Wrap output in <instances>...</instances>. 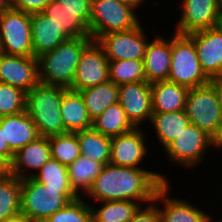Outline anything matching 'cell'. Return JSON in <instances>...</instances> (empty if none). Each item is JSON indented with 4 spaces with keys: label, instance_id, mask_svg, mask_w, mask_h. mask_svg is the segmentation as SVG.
<instances>
[{
    "label": "cell",
    "instance_id": "1",
    "mask_svg": "<svg viewBox=\"0 0 222 222\" xmlns=\"http://www.w3.org/2000/svg\"><path fill=\"white\" fill-rule=\"evenodd\" d=\"M170 182L168 175L144 168H132L106 164L101 173L92 182V186L83 198L92 203L129 200L142 205L151 203L156 192L165 183ZM95 202V203H94Z\"/></svg>",
    "mask_w": 222,
    "mask_h": 222
},
{
    "label": "cell",
    "instance_id": "2",
    "mask_svg": "<svg viewBox=\"0 0 222 222\" xmlns=\"http://www.w3.org/2000/svg\"><path fill=\"white\" fill-rule=\"evenodd\" d=\"M68 89L39 82L26 92L25 111L36 125L39 136L68 133L63 125L60 104Z\"/></svg>",
    "mask_w": 222,
    "mask_h": 222
},
{
    "label": "cell",
    "instance_id": "3",
    "mask_svg": "<svg viewBox=\"0 0 222 222\" xmlns=\"http://www.w3.org/2000/svg\"><path fill=\"white\" fill-rule=\"evenodd\" d=\"M91 37L70 38L54 50L37 57L40 82L69 89L74 81L83 49Z\"/></svg>",
    "mask_w": 222,
    "mask_h": 222
},
{
    "label": "cell",
    "instance_id": "4",
    "mask_svg": "<svg viewBox=\"0 0 222 222\" xmlns=\"http://www.w3.org/2000/svg\"><path fill=\"white\" fill-rule=\"evenodd\" d=\"M79 196L73 189H53L33 177L21 180V213L34 222H44Z\"/></svg>",
    "mask_w": 222,
    "mask_h": 222
},
{
    "label": "cell",
    "instance_id": "5",
    "mask_svg": "<svg viewBox=\"0 0 222 222\" xmlns=\"http://www.w3.org/2000/svg\"><path fill=\"white\" fill-rule=\"evenodd\" d=\"M171 34V67L168 81L188 89L209 83L200 65L193 39L188 34Z\"/></svg>",
    "mask_w": 222,
    "mask_h": 222
},
{
    "label": "cell",
    "instance_id": "6",
    "mask_svg": "<svg viewBox=\"0 0 222 222\" xmlns=\"http://www.w3.org/2000/svg\"><path fill=\"white\" fill-rule=\"evenodd\" d=\"M137 10L117 0H91L89 30L93 40L110 32L128 31L141 22Z\"/></svg>",
    "mask_w": 222,
    "mask_h": 222
},
{
    "label": "cell",
    "instance_id": "7",
    "mask_svg": "<svg viewBox=\"0 0 222 222\" xmlns=\"http://www.w3.org/2000/svg\"><path fill=\"white\" fill-rule=\"evenodd\" d=\"M210 148V135L196 125L189 124L163 152L173 165L178 164L189 171L203 163Z\"/></svg>",
    "mask_w": 222,
    "mask_h": 222
},
{
    "label": "cell",
    "instance_id": "8",
    "mask_svg": "<svg viewBox=\"0 0 222 222\" xmlns=\"http://www.w3.org/2000/svg\"><path fill=\"white\" fill-rule=\"evenodd\" d=\"M0 53L34 56L30 13L10 8L0 14Z\"/></svg>",
    "mask_w": 222,
    "mask_h": 222
},
{
    "label": "cell",
    "instance_id": "9",
    "mask_svg": "<svg viewBox=\"0 0 222 222\" xmlns=\"http://www.w3.org/2000/svg\"><path fill=\"white\" fill-rule=\"evenodd\" d=\"M185 113L190 124L212 135L222 122V111L214 87L206 85L189 89Z\"/></svg>",
    "mask_w": 222,
    "mask_h": 222
},
{
    "label": "cell",
    "instance_id": "10",
    "mask_svg": "<svg viewBox=\"0 0 222 222\" xmlns=\"http://www.w3.org/2000/svg\"><path fill=\"white\" fill-rule=\"evenodd\" d=\"M140 22L128 31L110 32L102 35L97 42L103 47L108 60H143L148 42V33ZM146 33V34H145Z\"/></svg>",
    "mask_w": 222,
    "mask_h": 222
},
{
    "label": "cell",
    "instance_id": "11",
    "mask_svg": "<svg viewBox=\"0 0 222 222\" xmlns=\"http://www.w3.org/2000/svg\"><path fill=\"white\" fill-rule=\"evenodd\" d=\"M179 21L174 28L178 34L216 27L222 24V5L218 0H182Z\"/></svg>",
    "mask_w": 222,
    "mask_h": 222
},
{
    "label": "cell",
    "instance_id": "12",
    "mask_svg": "<svg viewBox=\"0 0 222 222\" xmlns=\"http://www.w3.org/2000/svg\"><path fill=\"white\" fill-rule=\"evenodd\" d=\"M108 67L109 60L103 47L96 40H92L81 53L74 81L69 89L79 92L109 81Z\"/></svg>",
    "mask_w": 222,
    "mask_h": 222
},
{
    "label": "cell",
    "instance_id": "13",
    "mask_svg": "<svg viewBox=\"0 0 222 222\" xmlns=\"http://www.w3.org/2000/svg\"><path fill=\"white\" fill-rule=\"evenodd\" d=\"M171 189L170 182H165L154 197L153 202L158 206L160 222H211L215 217L199 208V204L193 205L188 199L171 197Z\"/></svg>",
    "mask_w": 222,
    "mask_h": 222
},
{
    "label": "cell",
    "instance_id": "14",
    "mask_svg": "<svg viewBox=\"0 0 222 222\" xmlns=\"http://www.w3.org/2000/svg\"><path fill=\"white\" fill-rule=\"evenodd\" d=\"M147 131L134 128L130 132L111 138L110 163L117 166L142 168L148 162L149 144ZM146 138V139H145ZM146 158V159H145Z\"/></svg>",
    "mask_w": 222,
    "mask_h": 222
},
{
    "label": "cell",
    "instance_id": "15",
    "mask_svg": "<svg viewBox=\"0 0 222 222\" xmlns=\"http://www.w3.org/2000/svg\"><path fill=\"white\" fill-rule=\"evenodd\" d=\"M118 102L131 124L142 128L150 122L153 113L151 83L143 81L119 85Z\"/></svg>",
    "mask_w": 222,
    "mask_h": 222
},
{
    "label": "cell",
    "instance_id": "16",
    "mask_svg": "<svg viewBox=\"0 0 222 222\" xmlns=\"http://www.w3.org/2000/svg\"><path fill=\"white\" fill-rule=\"evenodd\" d=\"M188 35L193 39L205 75L209 79L222 77V24Z\"/></svg>",
    "mask_w": 222,
    "mask_h": 222
},
{
    "label": "cell",
    "instance_id": "17",
    "mask_svg": "<svg viewBox=\"0 0 222 222\" xmlns=\"http://www.w3.org/2000/svg\"><path fill=\"white\" fill-rule=\"evenodd\" d=\"M39 82L36 57L0 53V83L14 86L26 93Z\"/></svg>",
    "mask_w": 222,
    "mask_h": 222
},
{
    "label": "cell",
    "instance_id": "18",
    "mask_svg": "<svg viewBox=\"0 0 222 222\" xmlns=\"http://www.w3.org/2000/svg\"><path fill=\"white\" fill-rule=\"evenodd\" d=\"M50 158L49 137L39 136L14 153L11 161L12 175L20 180L32 178Z\"/></svg>",
    "mask_w": 222,
    "mask_h": 222
},
{
    "label": "cell",
    "instance_id": "19",
    "mask_svg": "<svg viewBox=\"0 0 222 222\" xmlns=\"http://www.w3.org/2000/svg\"><path fill=\"white\" fill-rule=\"evenodd\" d=\"M143 62L146 82L168 80L171 67V34L168 39L160 33L153 39L150 38Z\"/></svg>",
    "mask_w": 222,
    "mask_h": 222
},
{
    "label": "cell",
    "instance_id": "20",
    "mask_svg": "<svg viewBox=\"0 0 222 222\" xmlns=\"http://www.w3.org/2000/svg\"><path fill=\"white\" fill-rule=\"evenodd\" d=\"M69 39L91 37L89 30L90 11H71L52 0L42 11Z\"/></svg>",
    "mask_w": 222,
    "mask_h": 222
},
{
    "label": "cell",
    "instance_id": "21",
    "mask_svg": "<svg viewBox=\"0 0 222 222\" xmlns=\"http://www.w3.org/2000/svg\"><path fill=\"white\" fill-rule=\"evenodd\" d=\"M31 36L34 57L54 50L69 39L49 17L42 12L31 13Z\"/></svg>",
    "mask_w": 222,
    "mask_h": 222
},
{
    "label": "cell",
    "instance_id": "22",
    "mask_svg": "<svg viewBox=\"0 0 222 222\" xmlns=\"http://www.w3.org/2000/svg\"><path fill=\"white\" fill-rule=\"evenodd\" d=\"M0 124L4 127L5 140L14 153L39 137L36 125L26 111L0 117Z\"/></svg>",
    "mask_w": 222,
    "mask_h": 222
},
{
    "label": "cell",
    "instance_id": "23",
    "mask_svg": "<svg viewBox=\"0 0 222 222\" xmlns=\"http://www.w3.org/2000/svg\"><path fill=\"white\" fill-rule=\"evenodd\" d=\"M188 91V88L168 80L151 83L153 112L185 110Z\"/></svg>",
    "mask_w": 222,
    "mask_h": 222
},
{
    "label": "cell",
    "instance_id": "24",
    "mask_svg": "<svg viewBox=\"0 0 222 222\" xmlns=\"http://www.w3.org/2000/svg\"><path fill=\"white\" fill-rule=\"evenodd\" d=\"M60 113L67 132L92 128L93 121L89 117L84 100L79 92L68 89L62 96Z\"/></svg>",
    "mask_w": 222,
    "mask_h": 222
},
{
    "label": "cell",
    "instance_id": "25",
    "mask_svg": "<svg viewBox=\"0 0 222 222\" xmlns=\"http://www.w3.org/2000/svg\"><path fill=\"white\" fill-rule=\"evenodd\" d=\"M149 124H152L155 138L164 150L190 124V120L185 110L153 112Z\"/></svg>",
    "mask_w": 222,
    "mask_h": 222
},
{
    "label": "cell",
    "instance_id": "26",
    "mask_svg": "<svg viewBox=\"0 0 222 222\" xmlns=\"http://www.w3.org/2000/svg\"><path fill=\"white\" fill-rule=\"evenodd\" d=\"M92 121L101 115L110 105L118 102L119 86L107 81L79 91Z\"/></svg>",
    "mask_w": 222,
    "mask_h": 222
},
{
    "label": "cell",
    "instance_id": "27",
    "mask_svg": "<svg viewBox=\"0 0 222 222\" xmlns=\"http://www.w3.org/2000/svg\"><path fill=\"white\" fill-rule=\"evenodd\" d=\"M104 166L103 163L80 155L73 163L67 166L69 182L73 191L79 197H83Z\"/></svg>",
    "mask_w": 222,
    "mask_h": 222
},
{
    "label": "cell",
    "instance_id": "28",
    "mask_svg": "<svg viewBox=\"0 0 222 222\" xmlns=\"http://www.w3.org/2000/svg\"><path fill=\"white\" fill-rule=\"evenodd\" d=\"M75 133L78 137L81 155L104 165L110 163V137L104 136L93 127Z\"/></svg>",
    "mask_w": 222,
    "mask_h": 222
},
{
    "label": "cell",
    "instance_id": "29",
    "mask_svg": "<svg viewBox=\"0 0 222 222\" xmlns=\"http://www.w3.org/2000/svg\"><path fill=\"white\" fill-rule=\"evenodd\" d=\"M96 204L100 208L92 203L90 205L93 222H128L142 205L129 200L104 201Z\"/></svg>",
    "mask_w": 222,
    "mask_h": 222
},
{
    "label": "cell",
    "instance_id": "30",
    "mask_svg": "<svg viewBox=\"0 0 222 222\" xmlns=\"http://www.w3.org/2000/svg\"><path fill=\"white\" fill-rule=\"evenodd\" d=\"M92 127L110 138L125 134L135 128L119 102L110 105L101 115L95 118Z\"/></svg>",
    "mask_w": 222,
    "mask_h": 222
},
{
    "label": "cell",
    "instance_id": "31",
    "mask_svg": "<svg viewBox=\"0 0 222 222\" xmlns=\"http://www.w3.org/2000/svg\"><path fill=\"white\" fill-rule=\"evenodd\" d=\"M109 81L116 85L146 81L143 60H109Z\"/></svg>",
    "mask_w": 222,
    "mask_h": 222
},
{
    "label": "cell",
    "instance_id": "32",
    "mask_svg": "<svg viewBox=\"0 0 222 222\" xmlns=\"http://www.w3.org/2000/svg\"><path fill=\"white\" fill-rule=\"evenodd\" d=\"M21 212V180L14 175L0 180V222Z\"/></svg>",
    "mask_w": 222,
    "mask_h": 222
},
{
    "label": "cell",
    "instance_id": "33",
    "mask_svg": "<svg viewBox=\"0 0 222 222\" xmlns=\"http://www.w3.org/2000/svg\"><path fill=\"white\" fill-rule=\"evenodd\" d=\"M51 158L63 165H70L81 154L76 133H65L49 137Z\"/></svg>",
    "mask_w": 222,
    "mask_h": 222
},
{
    "label": "cell",
    "instance_id": "34",
    "mask_svg": "<svg viewBox=\"0 0 222 222\" xmlns=\"http://www.w3.org/2000/svg\"><path fill=\"white\" fill-rule=\"evenodd\" d=\"M33 178L48 188L72 189L69 182L67 166L50 158L33 176Z\"/></svg>",
    "mask_w": 222,
    "mask_h": 222
},
{
    "label": "cell",
    "instance_id": "35",
    "mask_svg": "<svg viewBox=\"0 0 222 222\" xmlns=\"http://www.w3.org/2000/svg\"><path fill=\"white\" fill-rule=\"evenodd\" d=\"M78 197L53 213L44 222H93L90 202Z\"/></svg>",
    "mask_w": 222,
    "mask_h": 222
},
{
    "label": "cell",
    "instance_id": "36",
    "mask_svg": "<svg viewBox=\"0 0 222 222\" xmlns=\"http://www.w3.org/2000/svg\"><path fill=\"white\" fill-rule=\"evenodd\" d=\"M26 93L14 86L0 83V117L25 111Z\"/></svg>",
    "mask_w": 222,
    "mask_h": 222
},
{
    "label": "cell",
    "instance_id": "37",
    "mask_svg": "<svg viewBox=\"0 0 222 222\" xmlns=\"http://www.w3.org/2000/svg\"><path fill=\"white\" fill-rule=\"evenodd\" d=\"M128 222H160L158 206L153 201L145 207L141 205Z\"/></svg>",
    "mask_w": 222,
    "mask_h": 222
},
{
    "label": "cell",
    "instance_id": "38",
    "mask_svg": "<svg viewBox=\"0 0 222 222\" xmlns=\"http://www.w3.org/2000/svg\"><path fill=\"white\" fill-rule=\"evenodd\" d=\"M52 0H12V8L27 12H41Z\"/></svg>",
    "mask_w": 222,
    "mask_h": 222
},
{
    "label": "cell",
    "instance_id": "39",
    "mask_svg": "<svg viewBox=\"0 0 222 222\" xmlns=\"http://www.w3.org/2000/svg\"><path fill=\"white\" fill-rule=\"evenodd\" d=\"M71 11H90L91 0H54Z\"/></svg>",
    "mask_w": 222,
    "mask_h": 222
},
{
    "label": "cell",
    "instance_id": "40",
    "mask_svg": "<svg viewBox=\"0 0 222 222\" xmlns=\"http://www.w3.org/2000/svg\"><path fill=\"white\" fill-rule=\"evenodd\" d=\"M0 154L12 161L14 152L9 148L4 136V127L0 124Z\"/></svg>",
    "mask_w": 222,
    "mask_h": 222
},
{
    "label": "cell",
    "instance_id": "41",
    "mask_svg": "<svg viewBox=\"0 0 222 222\" xmlns=\"http://www.w3.org/2000/svg\"><path fill=\"white\" fill-rule=\"evenodd\" d=\"M211 147L214 151L222 152V122L215 130V132L210 136ZM217 149V150H216ZM221 150V151H220Z\"/></svg>",
    "mask_w": 222,
    "mask_h": 222
},
{
    "label": "cell",
    "instance_id": "42",
    "mask_svg": "<svg viewBox=\"0 0 222 222\" xmlns=\"http://www.w3.org/2000/svg\"><path fill=\"white\" fill-rule=\"evenodd\" d=\"M12 175L11 161L0 154V180L8 178Z\"/></svg>",
    "mask_w": 222,
    "mask_h": 222
},
{
    "label": "cell",
    "instance_id": "43",
    "mask_svg": "<svg viewBox=\"0 0 222 222\" xmlns=\"http://www.w3.org/2000/svg\"><path fill=\"white\" fill-rule=\"evenodd\" d=\"M209 83L214 87L219 106L222 111V77L210 79Z\"/></svg>",
    "mask_w": 222,
    "mask_h": 222
},
{
    "label": "cell",
    "instance_id": "44",
    "mask_svg": "<svg viewBox=\"0 0 222 222\" xmlns=\"http://www.w3.org/2000/svg\"><path fill=\"white\" fill-rule=\"evenodd\" d=\"M3 222H34V221L29 219L26 215L20 212L12 217L7 218Z\"/></svg>",
    "mask_w": 222,
    "mask_h": 222
},
{
    "label": "cell",
    "instance_id": "45",
    "mask_svg": "<svg viewBox=\"0 0 222 222\" xmlns=\"http://www.w3.org/2000/svg\"><path fill=\"white\" fill-rule=\"evenodd\" d=\"M117 1L127 5H131L136 10L140 9V6L143 7L142 5L145 4L144 2H146V0H117ZM147 1L149 2L150 0Z\"/></svg>",
    "mask_w": 222,
    "mask_h": 222
},
{
    "label": "cell",
    "instance_id": "46",
    "mask_svg": "<svg viewBox=\"0 0 222 222\" xmlns=\"http://www.w3.org/2000/svg\"><path fill=\"white\" fill-rule=\"evenodd\" d=\"M12 8L11 0H0V14Z\"/></svg>",
    "mask_w": 222,
    "mask_h": 222
},
{
    "label": "cell",
    "instance_id": "47",
    "mask_svg": "<svg viewBox=\"0 0 222 222\" xmlns=\"http://www.w3.org/2000/svg\"><path fill=\"white\" fill-rule=\"evenodd\" d=\"M211 222H221L219 220L216 219V221H214V218L211 220Z\"/></svg>",
    "mask_w": 222,
    "mask_h": 222
}]
</instances>
